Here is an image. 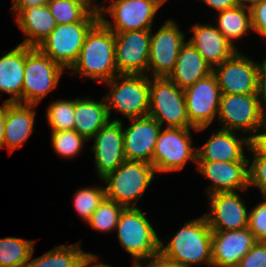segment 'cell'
Here are the masks:
<instances>
[{"label":"cell","instance_id":"1","mask_svg":"<svg viewBox=\"0 0 266 267\" xmlns=\"http://www.w3.org/2000/svg\"><path fill=\"white\" fill-rule=\"evenodd\" d=\"M72 76L105 83L118 75L115 35L100 20L87 33L79 57L70 68Z\"/></svg>","mask_w":266,"mask_h":267},{"label":"cell","instance_id":"2","mask_svg":"<svg viewBox=\"0 0 266 267\" xmlns=\"http://www.w3.org/2000/svg\"><path fill=\"white\" fill-rule=\"evenodd\" d=\"M165 242L160 239V252L185 267L207 264L212 267V230L205 215L185 224Z\"/></svg>","mask_w":266,"mask_h":267},{"label":"cell","instance_id":"3","mask_svg":"<svg viewBox=\"0 0 266 267\" xmlns=\"http://www.w3.org/2000/svg\"><path fill=\"white\" fill-rule=\"evenodd\" d=\"M111 88L103 97L111 118L115 110L127 120L148 116L150 109V77L144 74H118L103 83ZM113 110V111H112Z\"/></svg>","mask_w":266,"mask_h":267},{"label":"cell","instance_id":"4","mask_svg":"<svg viewBox=\"0 0 266 267\" xmlns=\"http://www.w3.org/2000/svg\"><path fill=\"white\" fill-rule=\"evenodd\" d=\"M157 176L150 163L125 160L115 171L101 179L104 182L106 198L124 207H137L140 198Z\"/></svg>","mask_w":266,"mask_h":267},{"label":"cell","instance_id":"5","mask_svg":"<svg viewBox=\"0 0 266 267\" xmlns=\"http://www.w3.org/2000/svg\"><path fill=\"white\" fill-rule=\"evenodd\" d=\"M120 245L130 254L132 265L160 251V237L139 207L125 208L116 226Z\"/></svg>","mask_w":266,"mask_h":267},{"label":"cell","instance_id":"6","mask_svg":"<svg viewBox=\"0 0 266 267\" xmlns=\"http://www.w3.org/2000/svg\"><path fill=\"white\" fill-rule=\"evenodd\" d=\"M191 130L196 128H161L153 152V167L156 173L179 172L189 162L197 165V147L194 146Z\"/></svg>","mask_w":266,"mask_h":267},{"label":"cell","instance_id":"7","mask_svg":"<svg viewBox=\"0 0 266 267\" xmlns=\"http://www.w3.org/2000/svg\"><path fill=\"white\" fill-rule=\"evenodd\" d=\"M149 87L150 117L162 127L194 128L187 116L184 89L168 77H150Z\"/></svg>","mask_w":266,"mask_h":267},{"label":"cell","instance_id":"8","mask_svg":"<svg viewBox=\"0 0 266 267\" xmlns=\"http://www.w3.org/2000/svg\"><path fill=\"white\" fill-rule=\"evenodd\" d=\"M65 71L37 47L26 46L23 104H40L43 98L58 88Z\"/></svg>","mask_w":266,"mask_h":267},{"label":"cell","instance_id":"9","mask_svg":"<svg viewBox=\"0 0 266 267\" xmlns=\"http://www.w3.org/2000/svg\"><path fill=\"white\" fill-rule=\"evenodd\" d=\"M160 8L156 0H104L99 20L113 32L152 29Z\"/></svg>","mask_w":266,"mask_h":267},{"label":"cell","instance_id":"10","mask_svg":"<svg viewBox=\"0 0 266 267\" xmlns=\"http://www.w3.org/2000/svg\"><path fill=\"white\" fill-rule=\"evenodd\" d=\"M217 121L221 129L241 132L249 138L266 120L257 94H221Z\"/></svg>","mask_w":266,"mask_h":267},{"label":"cell","instance_id":"11","mask_svg":"<svg viewBox=\"0 0 266 267\" xmlns=\"http://www.w3.org/2000/svg\"><path fill=\"white\" fill-rule=\"evenodd\" d=\"M97 22L57 25L37 48L66 71L77 61L85 37Z\"/></svg>","mask_w":266,"mask_h":267},{"label":"cell","instance_id":"12","mask_svg":"<svg viewBox=\"0 0 266 267\" xmlns=\"http://www.w3.org/2000/svg\"><path fill=\"white\" fill-rule=\"evenodd\" d=\"M152 30L148 76L168 77L175 67L181 46L186 42V35L175 19L166 20L156 32Z\"/></svg>","mask_w":266,"mask_h":267},{"label":"cell","instance_id":"13","mask_svg":"<svg viewBox=\"0 0 266 267\" xmlns=\"http://www.w3.org/2000/svg\"><path fill=\"white\" fill-rule=\"evenodd\" d=\"M186 112L190 124L204 131L217 120L221 91L215 74L212 72L184 89ZM216 119V120H215Z\"/></svg>","mask_w":266,"mask_h":267},{"label":"cell","instance_id":"14","mask_svg":"<svg viewBox=\"0 0 266 267\" xmlns=\"http://www.w3.org/2000/svg\"><path fill=\"white\" fill-rule=\"evenodd\" d=\"M261 63L239 50L221 65L213 68L221 94H257Z\"/></svg>","mask_w":266,"mask_h":267},{"label":"cell","instance_id":"15","mask_svg":"<svg viewBox=\"0 0 266 267\" xmlns=\"http://www.w3.org/2000/svg\"><path fill=\"white\" fill-rule=\"evenodd\" d=\"M118 74L148 75L151 29L114 32Z\"/></svg>","mask_w":266,"mask_h":267},{"label":"cell","instance_id":"16","mask_svg":"<svg viewBox=\"0 0 266 267\" xmlns=\"http://www.w3.org/2000/svg\"><path fill=\"white\" fill-rule=\"evenodd\" d=\"M217 192L207 196L210 213H204L212 231L240 230L248 227L249 211L240 192Z\"/></svg>","mask_w":266,"mask_h":267},{"label":"cell","instance_id":"17","mask_svg":"<svg viewBox=\"0 0 266 267\" xmlns=\"http://www.w3.org/2000/svg\"><path fill=\"white\" fill-rule=\"evenodd\" d=\"M94 165L100 180L115 171L125 160L122 120L109 121L92 138Z\"/></svg>","mask_w":266,"mask_h":267},{"label":"cell","instance_id":"18","mask_svg":"<svg viewBox=\"0 0 266 267\" xmlns=\"http://www.w3.org/2000/svg\"><path fill=\"white\" fill-rule=\"evenodd\" d=\"M196 170L211 182L206 195L249 189L248 161H197Z\"/></svg>","mask_w":266,"mask_h":267},{"label":"cell","instance_id":"19","mask_svg":"<svg viewBox=\"0 0 266 267\" xmlns=\"http://www.w3.org/2000/svg\"><path fill=\"white\" fill-rule=\"evenodd\" d=\"M129 121L130 125L126 128L122 122L126 160L153 165V152L162 126L149 115Z\"/></svg>","mask_w":266,"mask_h":267},{"label":"cell","instance_id":"20","mask_svg":"<svg viewBox=\"0 0 266 267\" xmlns=\"http://www.w3.org/2000/svg\"><path fill=\"white\" fill-rule=\"evenodd\" d=\"M256 242L248 227L240 230L212 231V267H237Z\"/></svg>","mask_w":266,"mask_h":267},{"label":"cell","instance_id":"21","mask_svg":"<svg viewBox=\"0 0 266 267\" xmlns=\"http://www.w3.org/2000/svg\"><path fill=\"white\" fill-rule=\"evenodd\" d=\"M244 147L249 149L247 136L220 128L211 134L203 146L197 147V161H249Z\"/></svg>","mask_w":266,"mask_h":267},{"label":"cell","instance_id":"22","mask_svg":"<svg viewBox=\"0 0 266 267\" xmlns=\"http://www.w3.org/2000/svg\"><path fill=\"white\" fill-rule=\"evenodd\" d=\"M192 36L188 42L202 55L213 69L221 65L238 51L217 29L216 25L195 23L191 26Z\"/></svg>","mask_w":266,"mask_h":267},{"label":"cell","instance_id":"23","mask_svg":"<svg viewBox=\"0 0 266 267\" xmlns=\"http://www.w3.org/2000/svg\"><path fill=\"white\" fill-rule=\"evenodd\" d=\"M36 106L38 105L6 102L3 148L10 155L34 133Z\"/></svg>","mask_w":266,"mask_h":267},{"label":"cell","instance_id":"24","mask_svg":"<svg viewBox=\"0 0 266 267\" xmlns=\"http://www.w3.org/2000/svg\"><path fill=\"white\" fill-rule=\"evenodd\" d=\"M25 61L26 45L22 44L3 52L0 57V93L10 95L4 102L23 104Z\"/></svg>","mask_w":266,"mask_h":267},{"label":"cell","instance_id":"25","mask_svg":"<svg viewBox=\"0 0 266 267\" xmlns=\"http://www.w3.org/2000/svg\"><path fill=\"white\" fill-rule=\"evenodd\" d=\"M14 20L25 37L19 44L31 47H37L57 26L48 5L23 9Z\"/></svg>","mask_w":266,"mask_h":267},{"label":"cell","instance_id":"26","mask_svg":"<svg viewBox=\"0 0 266 267\" xmlns=\"http://www.w3.org/2000/svg\"><path fill=\"white\" fill-rule=\"evenodd\" d=\"M213 72L202 55L186 40L181 46L173 71L168 78L185 89Z\"/></svg>","mask_w":266,"mask_h":267},{"label":"cell","instance_id":"27","mask_svg":"<svg viewBox=\"0 0 266 267\" xmlns=\"http://www.w3.org/2000/svg\"><path fill=\"white\" fill-rule=\"evenodd\" d=\"M101 101L93 98H75L74 125L73 129L87 141L109 121L107 106L104 97Z\"/></svg>","mask_w":266,"mask_h":267},{"label":"cell","instance_id":"28","mask_svg":"<svg viewBox=\"0 0 266 267\" xmlns=\"http://www.w3.org/2000/svg\"><path fill=\"white\" fill-rule=\"evenodd\" d=\"M80 244L57 245L39 257L32 258L34 248L25 267H84L95 254L85 252Z\"/></svg>","mask_w":266,"mask_h":267},{"label":"cell","instance_id":"29","mask_svg":"<svg viewBox=\"0 0 266 267\" xmlns=\"http://www.w3.org/2000/svg\"><path fill=\"white\" fill-rule=\"evenodd\" d=\"M217 29L227 38V40L238 50L235 40H240L246 33L253 31L251 11L249 8L237 5L223 11L215 13Z\"/></svg>","mask_w":266,"mask_h":267},{"label":"cell","instance_id":"30","mask_svg":"<svg viewBox=\"0 0 266 267\" xmlns=\"http://www.w3.org/2000/svg\"><path fill=\"white\" fill-rule=\"evenodd\" d=\"M35 240L21 237L0 238V267H25L34 250Z\"/></svg>","mask_w":266,"mask_h":267},{"label":"cell","instance_id":"31","mask_svg":"<svg viewBox=\"0 0 266 267\" xmlns=\"http://www.w3.org/2000/svg\"><path fill=\"white\" fill-rule=\"evenodd\" d=\"M48 7L57 25L99 21V16L90 14L83 6L70 0H50Z\"/></svg>","mask_w":266,"mask_h":267},{"label":"cell","instance_id":"32","mask_svg":"<svg viewBox=\"0 0 266 267\" xmlns=\"http://www.w3.org/2000/svg\"><path fill=\"white\" fill-rule=\"evenodd\" d=\"M125 208L105 197L86 224L95 231L113 233L112 231L116 230L120 215Z\"/></svg>","mask_w":266,"mask_h":267},{"label":"cell","instance_id":"33","mask_svg":"<svg viewBox=\"0 0 266 267\" xmlns=\"http://www.w3.org/2000/svg\"><path fill=\"white\" fill-rule=\"evenodd\" d=\"M75 98L50 101L46 110V121L51 131L73 130Z\"/></svg>","mask_w":266,"mask_h":267},{"label":"cell","instance_id":"34","mask_svg":"<svg viewBox=\"0 0 266 267\" xmlns=\"http://www.w3.org/2000/svg\"><path fill=\"white\" fill-rule=\"evenodd\" d=\"M50 142L58 156L72 159L83 151L84 144L89 142L83 136L73 130L51 131Z\"/></svg>","mask_w":266,"mask_h":267},{"label":"cell","instance_id":"35","mask_svg":"<svg viewBox=\"0 0 266 267\" xmlns=\"http://www.w3.org/2000/svg\"><path fill=\"white\" fill-rule=\"evenodd\" d=\"M105 197L103 185L81 187L76 190L73 196V207L78 214L77 216L86 223Z\"/></svg>","mask_w":266,"mask_h":267},{"label":"cell","instance_id":"36","mask_svg":"<svg viewBox=\"0 0 266 267\" xmlns=\"http://www.w3.org/2000/svg\"><path fill=\"white\" fill-rule=\"evenodd\" d=\"M249 210L248 228L257 241L266 242V196Z\"/></svg>","mask_w":266,"mask_h":267},{"label":"cell","instance_id":"37","mask_svg":"<svg viewBox=\"0 0 266 267\" xmlns=\"http://www.w3.org/2000/svg\"><path fill=\"white\" fill-rule=\"evenodd\" d=\"M250 159L248 161L249 188H258L264 197L266 196V157L252 156Z\"/></svg>","mask_w":266,"mask_h":267},{"label":"cell","instance_id":"38","mask_svg":"<svg viewBox=\"0 0 266 267\" xmlns=\"http://www.w3.org/2000/svg\"><path fill=\"white\" fill-rule=\"evenodd\" d=\"M237 267H266V242L257 241Z\"/></svg>","mask_w":266,"mask_h":267},{"label":"cell","instance_id":"39","mask_svg":"<svg viewBox=\"0 0 266 267\" xmlns=\"http://www.w3.org/2000/svg\"><path fill=\"white\" fill-rule=\"evenodd\" d=\"M250 11L253 31L258 33L259 37L266 39V1L254 5Z\"/></svg>","mask_w":266,"mask_h":267},{"label":"cell","instance_id":"40","mask_svg":"<svg viewBox=\"0 0 266 267\" xmlns=\"http://www.w3.org/2000/svg\"><path fill=\"white\" fill-rule=\"evenodd\" d=\"M248 152L266 157V121L249 137Z\"/></svg>","mask_w":266,"mask_h":267},{"label":"cell","instance_id":"41","mask_svg":"<svg viewBox=\"0 0 266 267\" xmlns=\"http://www.w3.org/2000/svg\"><path fill=\"white\" fill-rule=\"evenodd\" d=\"M257 96L261 114L266 120V56L262 60L258 73Z\"/></svg>","mask_w":266,"mask_h":267},{"label":"cell","instance_id":"42","mask_svg":"<svg viewBox=\"0 0 266 267\" xmlns=\"http://www.w3.org/2000/svg\"><path fill=\"white\" fill-rule=\"evenodd\" d=\"M141 261L137 262L134 266L135 267H185L179 262L165 257L160 251L154 254L153 256Z\"/></svg>","mask_w":266,"mask_h":267},{"label":"cell","instance_id":"43","mask_svg":"<svg viewBox=\"0 0 266 267\" xmlns=\"http://www.w3.org/2000/svg\"><path fill=\"white\" fill-rule=\"evenodd\" d=\"M50 0H13L11 12L16 16L21 10L34 6L48 5Z\"/></svg>","mask_w":266,"mask_h":267},{"label":"cell","instance_id":"44","mask_svg":"<svg viewBox=\"0 0 266 267\" xmlns=\"http://www.w3.org/2000/svg\"><path fill=\"white\" fill-rule=\"evenodd\" d=\"M202 2L215 12L223 11L238 5L237 0H202Z\"/></svg>","mask_w":266,"mask_h":267},{"label":"cell","instance_id":"45","mask_svg":"<svg viewBox=\"0 0 266 267\" xmlns=\"http://www.w3.org/2000/svg\"><path fill=\"white\" fill-rule=\"evenodd\" d=\"M83 6L90 14L100 17L103 3L99 4L96 0H70ZM97 2V3H96Z\"/></svg>","mask_w":266,"mask_h":267},{"label":"cell","instance_id":"46","mask_svg":"<svg viewBox=\"0 0 266 267\" xmlns=\"http://www.w3.org/2000/svg\"><path fill=\"white\" fill-rule=\"evenodd\" d=\"M6 120V102L0 105V148H3L4 129Z\"/></svg>","mask_w":266,"mask_h":267},{"label":"cell","instance_id":"47","mask_svg":"<svg viewBox=\"0 0 266 267\" xmlns=\"http://www.w3.org/2000/svg\"><path fill=\"white\" fill-rule=\"evenodd\" d=\"M266 0H237L238 5L251 9L254 5Z\"/></svg>","mask_w":266,"mask_h":267},{"label":"cell","instance_id":"48","mask_svg":"<svg viewBox=\"0 0 266 267\" xmlns=\"http://www.w3.org/2000/svg\"><path fill=\"white\" fill-rule=\"evenodd\" d=\"M99 261V258L98 256L95 254L93 256V267H112L111 265H108V264H105L103 262H98ZM133 267H135L134 265H132Z\"/></svg>","mask_w":266,"mask_h":267},{"label":"cell","instance_id":"49","mask_svg":"<svg viewBox=\"0 0 266 267\" xmlns=\"http://www.w3.org/2000/svg\"><path fill=\"white\" fill-rule=\"evenodd\" d=\"M84 267H93V257L88 261Z\"/></svg>","mask_w":266,"mask_h":267},{"label":"cell","instance_id":"50","mask_svg":"<svg viewBox=\"0 0 266 267\" xmlns=\"http://www.w3.org/2000/svg\"><path fill=\"white\" fill-rule=\"evenodd\" d=\"M161 6H163L167 0H156Z\"/></svg>","mask_w":266,"mask_h":267}]
</instances>
